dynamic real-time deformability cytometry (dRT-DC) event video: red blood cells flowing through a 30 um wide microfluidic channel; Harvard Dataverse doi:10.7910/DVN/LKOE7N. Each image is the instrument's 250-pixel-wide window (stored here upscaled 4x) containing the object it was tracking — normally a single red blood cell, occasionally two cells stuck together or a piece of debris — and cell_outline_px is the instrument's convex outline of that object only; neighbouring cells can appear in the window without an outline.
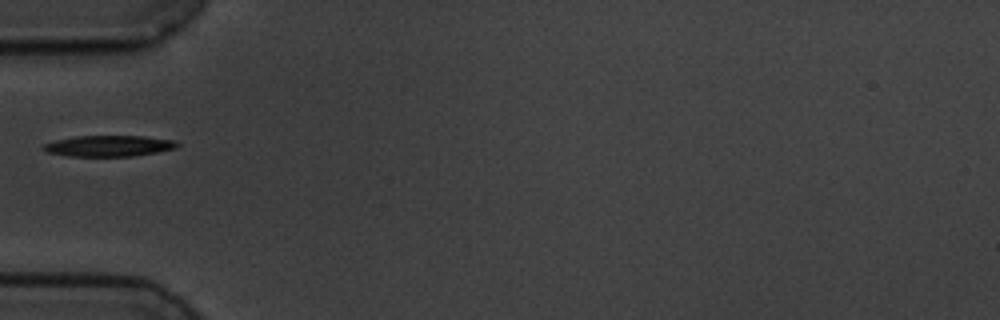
{"species": "common noctule bat (a hibernating species)", "species_latin": "Nyctalus noctula", "temperature_condition": "cold", "stored_images_in_passage": 39, "camera_frame_rate_fps": 3000, "um_per_image_px": 0.085, "animal": {"sex": "male", "body_mass_g": 19.5, "forearm_length_mm": 54.6}, "frame": {"image": 1, "passage_image": 1, "time_ms": 0.0, "image_size_px": [1000, 320], "cell_outline_px": [[180, 144], [176, 148], [156, 152], [132, 156], [68, 156], [48, 152], [40, 148], [44, 144], [56, 140], [76, 136], [144, 136], [176, 140]], "centroid_in_image_um": [9.27, 12.4], "position_along_channel_um": 75.7, "area_um2": 16.36}}
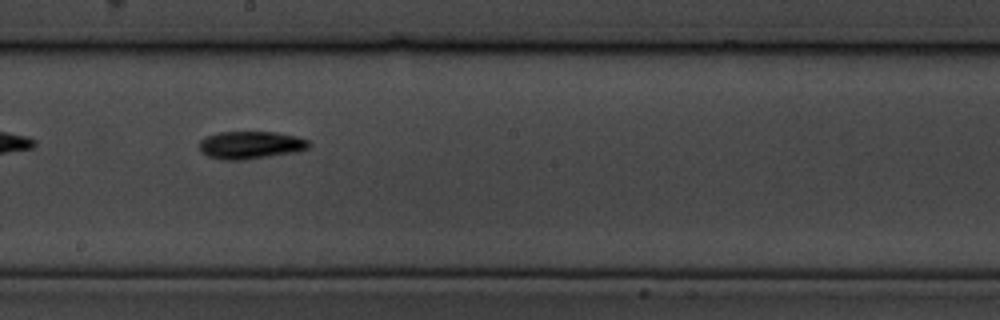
{"frame": {"image": 2, "passage_image": 14, "time_ms": 4.333, "image_size_px": [1000, 320], "cell_outline_px": [[312, 144], [308, 148], [296, 152], [244, 160], [224, 160], [208, 156], [200, 152], [200, 140], [204, 136], [220, 132], [276, 132], [296, 136], [308, 140]], "centroid_in_image_um": [21.29, 12.33], "position_along_channel_um": 226.9, "area_um2": 17.8}}
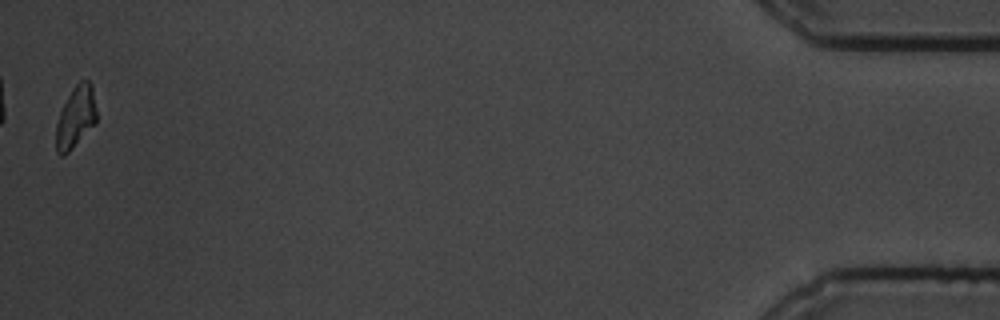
{"frame": {"image": 3, "passage_image": 39, "time_ms": 12.667, "image_size_px": [1000, 320], "cell_outline_px": [[96, 124], [64, 156], [60, 156], [56, 152], [56, 124], [60, 112], [72, 88], [80, 80], [88, 80], [92, 84], [96, 112]], "centroid_in_image_um": [6.43, 9.96], "position_along_channel_um": 428.8, "area_um2": 14.57}}